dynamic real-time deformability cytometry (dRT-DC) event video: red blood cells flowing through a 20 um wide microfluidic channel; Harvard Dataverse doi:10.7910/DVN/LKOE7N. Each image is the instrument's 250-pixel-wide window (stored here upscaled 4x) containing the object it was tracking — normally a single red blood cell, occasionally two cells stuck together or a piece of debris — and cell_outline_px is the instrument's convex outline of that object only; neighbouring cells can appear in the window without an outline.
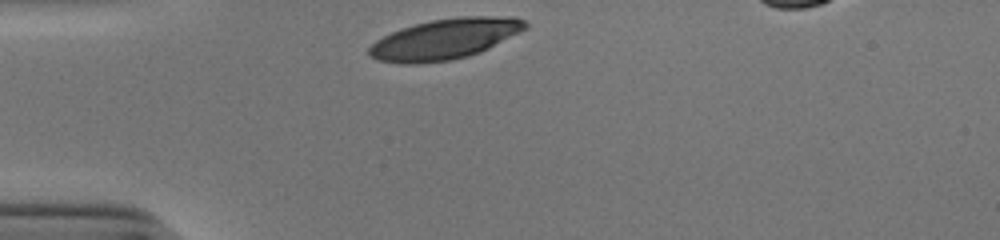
{"species": "human", "species_latin": "Homo sapiens", "temperature_condition": "cold", "stored_images_in_passage": 29, "camera_frame_rate_fps": 3000, "um_per_image_px": 0.085, "donor": {"sex": "male"}, "frame": {"image": 1, "passage_image": 1, "time_ms": 0.0, "image_size_px": [1000, 240], "cell_outline_px": [[528, 28], [480, 52], [468, 56], [448, 60], [416, 64], [400, 64], [376, 60], [368, 56], [368, 48], [376, 40], [392, 32], [416, 24], [432, 20], [460, 16], [516, 16], [524, 20], [528, 24]], "centroid_in_image_um": [37.82, 3.32], "position_along_channel_um": 47.2, "area_um2": 36.88}}
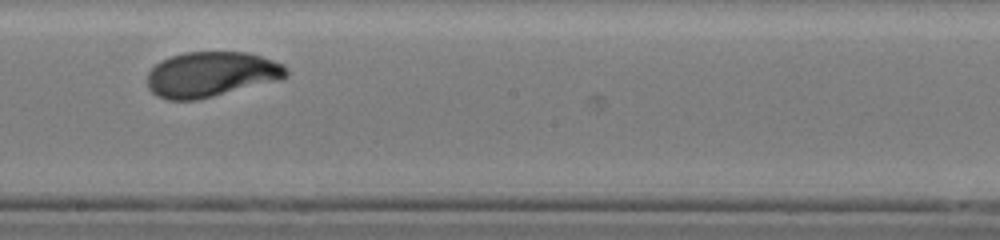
{"frame": {"image": 2, "passage_image": 17, "time_ms": 5.333, "image_size_px": [1000, 240], "cell_outline_px": [[288, 76], [280, 80], [196, 100], [168, 100], [156, 96], [148, 88], [148, 72], [160, 60], [184, 52], [248, 52], [284, 64], [288, 68]], "centroid_in_image_um": [17.96, 6.32], "position_along_channel_um": 230.2, "area_um2": 36.7}}
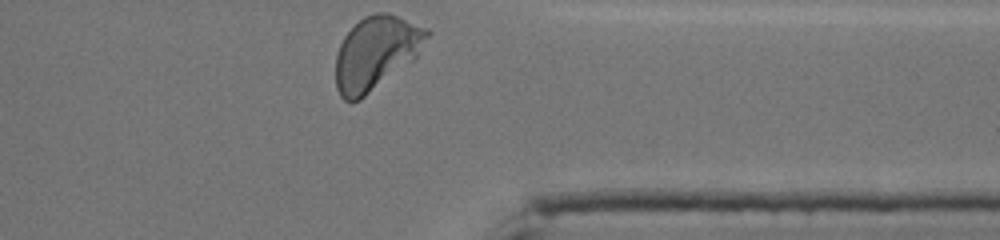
{"frame": {"image": 3, "passage_image": 29, "time_ms": 9.333, "image_size_px": [1000, 240], "cell_outline_px": [[432, 32], [416, 56], [412, 60], [360, 100], [344, 100], [340, 96], [336, 88], [336, 56], [340, 44], [344, 36], [364, 16], [376, 12], [388, 12], [428, 28]], "centroid_in_image_um": [31.96, 4.47], "position_along_channel_um": 379.4, "area_um2": 38.61}, "authors_computed_cell_mechanics": {"area_um2": 36.414, "velocity_mm_per_s": 3.8461, "shape_relaxation_time_tau1_ms": 3.097, "shape_relaxation_time_tau2_ms": null, "deformation_change_tau1": 0.166, "deformation_change_tau2": null}}